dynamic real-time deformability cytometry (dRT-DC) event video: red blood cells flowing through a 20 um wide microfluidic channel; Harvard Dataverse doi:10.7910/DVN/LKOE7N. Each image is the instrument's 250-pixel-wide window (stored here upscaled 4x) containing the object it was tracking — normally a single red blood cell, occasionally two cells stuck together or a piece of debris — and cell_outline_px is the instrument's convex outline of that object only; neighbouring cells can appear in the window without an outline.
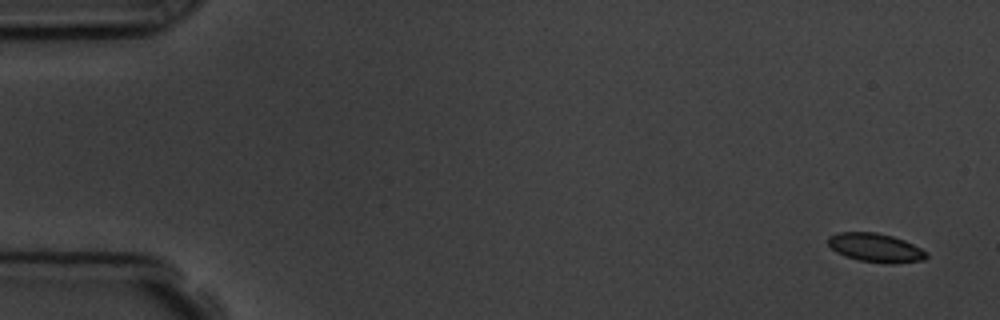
{"species": "common noctule bat (a hibernating species)", "species_latin": "Nyctalus noctula", "temperature_condition": "room temperature", "stored_images_in_passage": 4, "camera_frame_rate_fps": 3000, "um_per_image_px": 0.085, "animal": {"sex": "male", "body_mass_g": 19.5, "forearm_length_mm": 54.6}, "frame": {"image": 1, "passage_image": 1, "time_ms": 0.0, "image_size_px": [1000, 320], "cell_outline_px": [[928, 256], [924, 260], [892, 264], [888, 264], [860, 260], [844, 256], [836, 252], [828, 244], [828, 236], [836, 232], [876, 232], [892, 236], [904, 240], [928, 252]], "centroid_in_image_um": [74.42, 21.06], "position_along_channel_um": 10.6, "area_um2": 16.59}}
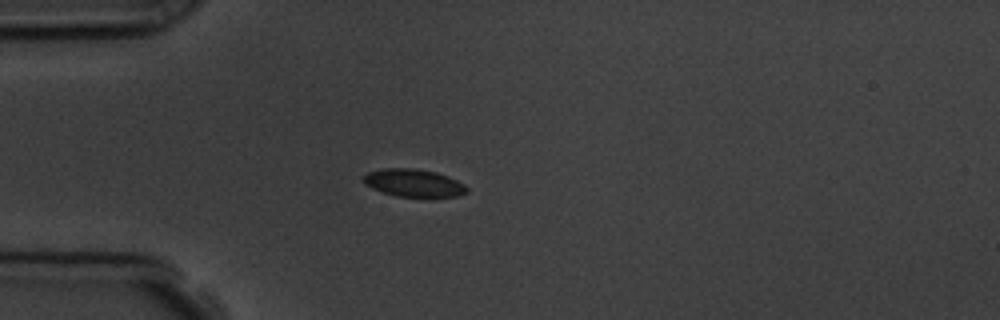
{"frame": {"image": 2, "passage_image": 4, "time_ms": 4.333, "image_size_px": [1000, 320], "cell_outline_px": [[468, 192], [456, 196], [396, 196], [372, 188], [364, 184], [360, 180], [368, 172], [384, 168], [412, 168], [436, 172], [448, 176], [464, 184], [468, 188]], "centroid_in_image_um": [35.13, 15.54], "position_along_channel_um": 49.9, "area_um2": 16.53}}